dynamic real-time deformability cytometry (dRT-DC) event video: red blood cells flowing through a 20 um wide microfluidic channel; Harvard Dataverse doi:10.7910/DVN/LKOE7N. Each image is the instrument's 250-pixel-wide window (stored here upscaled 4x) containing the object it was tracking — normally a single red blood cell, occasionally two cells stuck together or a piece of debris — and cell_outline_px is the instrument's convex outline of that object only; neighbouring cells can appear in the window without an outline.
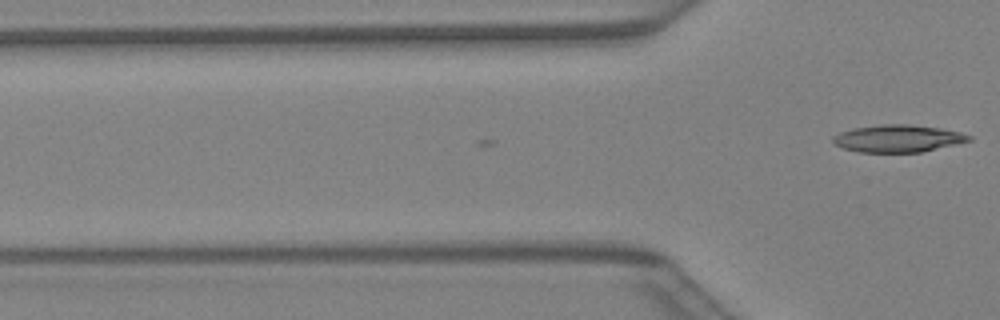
{"species": "Egyptian fruit bat (a non-hibernating species)", "species_latin": "Rousettus aegyptiacus", "temperature_condition": "warm", "stored_images_in_passage": 2, "camera_frame_rate_fps": 3000, "um_per_image_px": 0.085, "animal": {"sex": "female"}, "frame": {"image": 1, "passage_image": 2, "time_ms": 0.333, "image_size_px": [1000, 320], "cell_outline_px": [[972, 140], [920, 152], [860, 152], [844, 148], [836, 144], [832, 140], [832, 136], [840, 132], [852, 128], [884, 124], [904, 124], [940, 128], [960, 132], [972, 136]], "centroid_in_image_um": [76.31, 11.76], "position_along_channel_um": 49.5, "area_um2": 21.39}}